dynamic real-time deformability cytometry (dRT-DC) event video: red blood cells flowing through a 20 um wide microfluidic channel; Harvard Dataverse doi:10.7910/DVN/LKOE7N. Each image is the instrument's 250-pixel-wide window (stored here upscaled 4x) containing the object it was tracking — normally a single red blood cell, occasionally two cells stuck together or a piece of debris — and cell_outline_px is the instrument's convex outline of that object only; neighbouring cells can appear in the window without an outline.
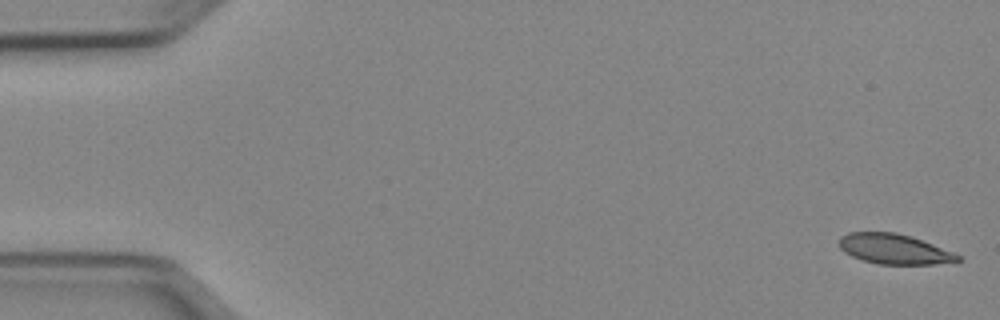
{"species": "Egyptian fruit bat (a non-hibernating species)", "species_latin": "Rousettus aegyptiacus", "temperature_condition": "cold", "stored_images_in_passage": 51, "camera_frame_rate_fps": 3000, "um_per_image_px": 0.085, "animal": {"sex": "female"}, "frame": {"image": 1, "passage_image": 1, "time_ms": 0.0, "image_size_px": [1000, 320], "cell_outline_px": [[964, 260], [932, 264], [880, 264], [864, 260], [852, 256], [844, 252], [840, 248], [840, 236], [848, 232], [896, 232], [912, 236], [952, 252], [960, 256]], "centroid_in_image_um": [75.99, 21.16], "position_along_channel_um": 9.0, "area_um2": 20.63}}
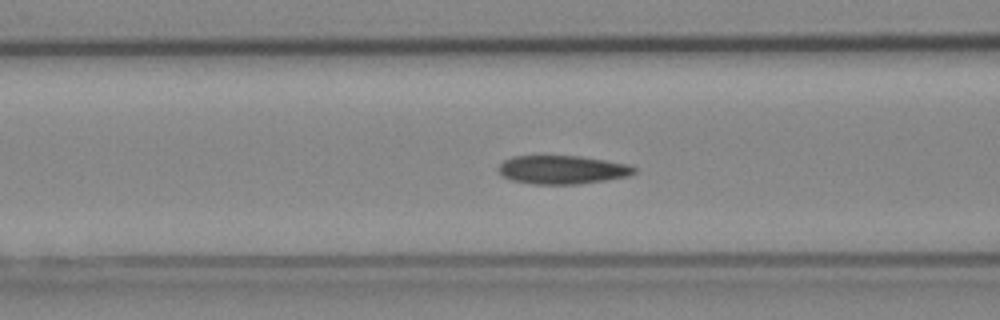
{"frame": {"image": 2, "passage_image": 20, "time_ms": 6.333, "image_size_px": [1000, 320], "cell_outline_px": [[636, 172], [628, 176], [580, 184], [532, 184], [512, 180], [504, 176], [496, 168], [504, 160], [512, 156], [540, 152], [580, 156], [632, 164], [636, 168]], "centroid_in_image_um": [47.75, 14.37], "position_along_channel_um": 118.8, "area_um2": 23.64}}
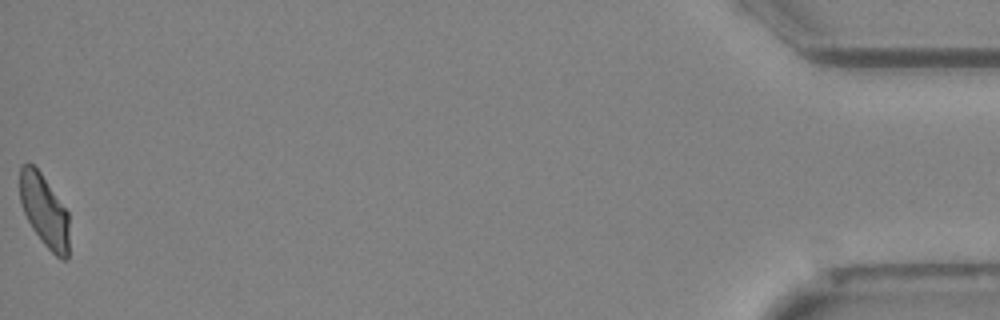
{"frame": {"image": 3, "passage_image": 51, "time_ms": 16.667, "image_size_px": [1000, 320], "cell_outline_px": [[68, 260], [60, 260], [44, 244], [32, 228], [24, 212], [20, 200], [20, 164], [28, 160], [40, 172], [68, 212]], "centroid_in_image_um": [3.76, 17.9], "position_along_channel_um": 431.4, "area_um2": 20.69}, "authors_computed_cell_mechanics": {"area_um2": 22.0796, "velocity_mm_per_s": 3.9673, "shape_relaxation_time_tau1_ms": 5.1168, "shape_relaxation_time_tau2_ms": 1.6419, "deformation_change_tau1": 0.14, "deformation_change_tau2": 0.0524}}